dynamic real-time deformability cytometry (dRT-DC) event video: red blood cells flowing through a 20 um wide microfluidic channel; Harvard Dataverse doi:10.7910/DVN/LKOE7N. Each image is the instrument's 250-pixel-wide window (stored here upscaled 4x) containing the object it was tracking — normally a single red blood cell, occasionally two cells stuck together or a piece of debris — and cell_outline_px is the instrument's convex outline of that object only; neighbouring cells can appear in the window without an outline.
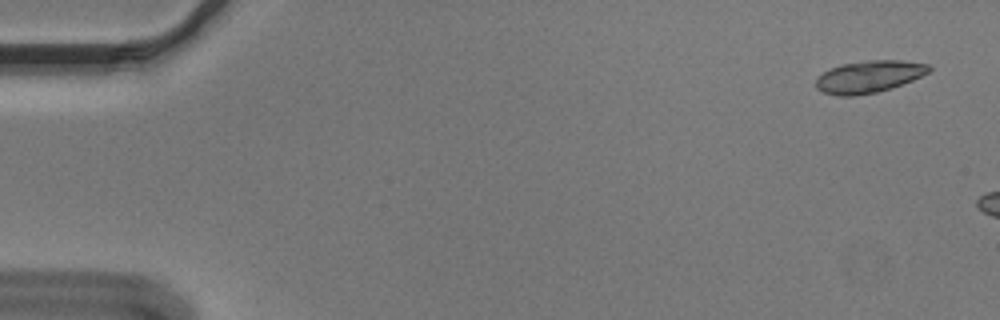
{"species": "Egyptian fruit bat (a non-hibernating species)", "species_latin": "Rousettus aegyptiacus", "temperature_condition": "cold", "stored_images_in_passage": 9, "camera_frame_rate_fps": 3000, "um_per_image_px": 0.085, "animal": {"sex": "male"}, "frame": {"image": 1, "passage_image": 3, "time_ms": 0.667, "image_size_px": [1000, 320], "cell_outline_px": [[932, 68], [928, 72], [912, 80], [892, 88], [876, 92], [856, 96], [836, 96], [824, 92], [816, 88], [816, 76], [840, 64], [864, 60], [900, 60], [928, 64]], "centroid_in_image_um": [73.83, 6.51], "position_along_channel_um": 11.2, "area_um2": 21.21}}